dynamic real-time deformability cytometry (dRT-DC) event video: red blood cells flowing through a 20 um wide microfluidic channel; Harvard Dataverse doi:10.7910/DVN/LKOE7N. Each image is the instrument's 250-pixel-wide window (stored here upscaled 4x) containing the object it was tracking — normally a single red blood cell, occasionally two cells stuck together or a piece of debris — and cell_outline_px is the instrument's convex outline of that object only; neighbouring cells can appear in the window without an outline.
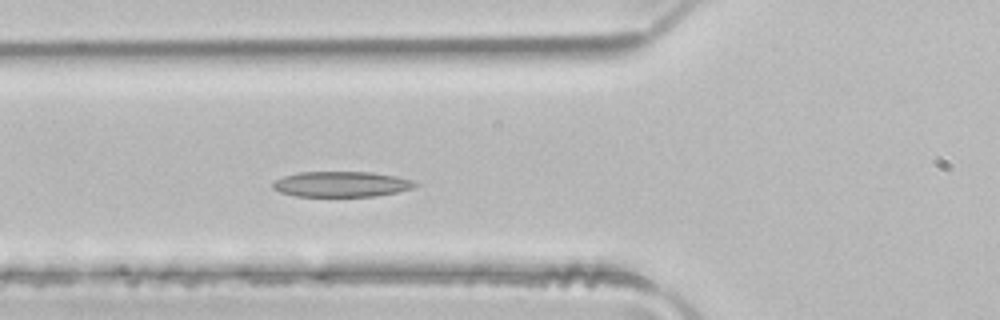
{"species": "common noctule bat (a hibernating species)", "species_latin": "Nyctalus noctula", "temperature_condition": "room temperature", "stored_images_in_passage": 4, "camera_frame_rate_fps": 3000, "um_per_image_px": 0.085, "animal": {"sex": "male", "body_mass_g": 21.5, "forearm_length_mm": 52.0}, "frame": {"image": 1, "passage_image": 4, "time_ms": 1.0, "image_size_px": [1000, 320], "cell_outline_px": [[420, 184], [412, 188], [396, 192], [376, 196], [296, 196], [280, 192], [272, 188], [272, 184], [276, 180], [284, 176], [300, 172], [372, 172], [396, 176], [412, 180]], "centroid_in_image_um": [29.03, 15.65], "position_along_channel_um": 96.8, "area_um2": 21.04}}